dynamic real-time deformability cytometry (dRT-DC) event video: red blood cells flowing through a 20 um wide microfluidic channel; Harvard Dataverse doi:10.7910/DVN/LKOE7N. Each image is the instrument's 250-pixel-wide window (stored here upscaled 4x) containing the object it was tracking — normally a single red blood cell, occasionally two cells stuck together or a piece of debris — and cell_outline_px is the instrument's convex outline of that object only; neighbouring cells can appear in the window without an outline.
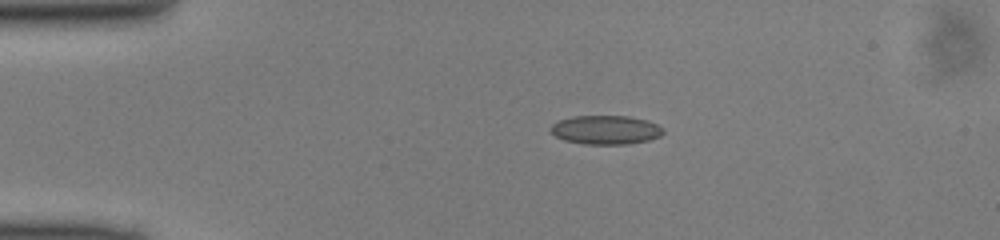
{"species": "common noctule bat (a hibernating species)", "species_latin": "Nyctalus noctula", "temperature_condition": "cold", "stored_images_in_passage": 40, "camera_frame_rate_fps": 3000, "um_per_image_px": 0.085, "animal": {"sex": "male", "body_mass_g": 13.0, "forearm_length_mm": 53.1}, "frame": {"image": 1, "passage_image": 1, "time_ms": 0.0, "image_size_px": [1000, 240], "cell_outline_px": [[664, 132], [660, 136], [648, 140], [628, 144], [584, 144], [564, 140], [556, 136], [548, 128], [556, 120], [572, 116], [628, 116], [648, 120], [664, 128]], "centroid_in_image_um": [51.47, 11.03], "position_along_channel_um": 33.5, "area_um2": 19.13}}
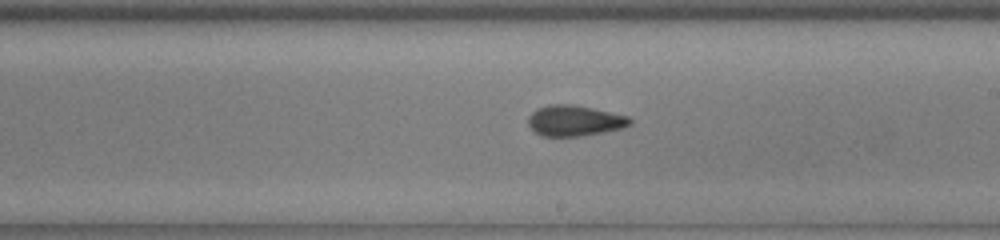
{"frame": {"image": 2, "passage_image": 19, "time_ms": 6.0, "image_size_px": [1000, 240], "cell_outline_px": [[632, 124], [624, 128], [604, 132], [580, 136], [540, 136], [528, 124], [528, 116], [536, 108], [548, 104], [572, 104], [592, 108], [628, 116], [632, 120]], "centroid_in_image_um": [48.84, 10.25], "position_along_channel_um": 240.2, "area_um2": 18.32}}
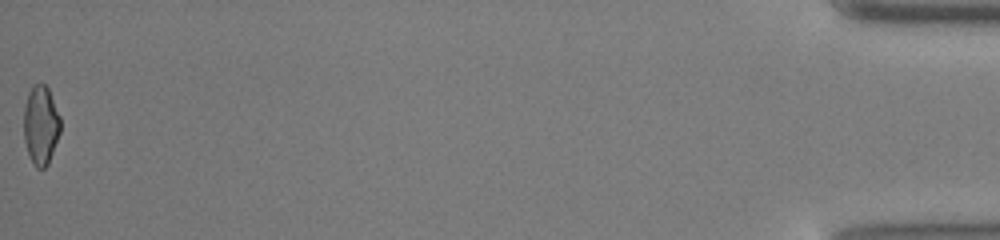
{"frame": {"image": 3, "passage_image": 40, "time_ms": 13.0, "image_size_px": [1000, 240], "cell_outline_px": [[60, 132], [48, 164], [44, 168], [36, 168], [28, 156], [24, 140], [24, 108], [28, 92], [32, 84], [44, 84], [48, 88], [60, 116]], "centroid_in_image_um": [3.45, 10.64], "position_along_channel_um": 431.7, "area_um2": 16.94}}